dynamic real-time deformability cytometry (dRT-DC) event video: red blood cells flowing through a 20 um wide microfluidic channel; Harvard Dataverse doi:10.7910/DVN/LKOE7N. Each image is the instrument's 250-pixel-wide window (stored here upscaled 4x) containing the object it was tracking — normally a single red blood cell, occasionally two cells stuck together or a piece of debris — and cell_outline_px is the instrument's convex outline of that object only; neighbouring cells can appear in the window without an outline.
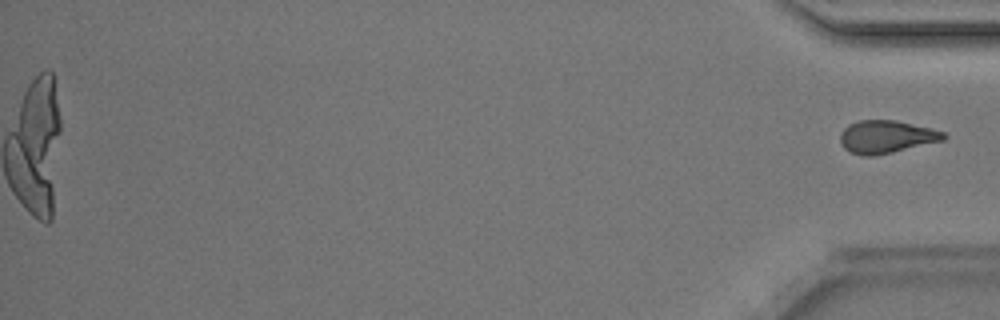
{"species": "Egyptian fruit bat (a non-hibernating species)", "species_latin": "Rousettus aegyptiacus", "temperature_condition": "room temperature", "stored_images_in_passage": 49, "camera_frame_rate_fps": 3000, "um_per_image_px": 0.085, "animal": {"sex": "male"}, "frame": {"image": 1, "passage_image": 49, "time_ms": 16.0, "image_size_px": [1000, 320], "cell_outline_px": [[948, 136], [944, 140], [892, 152], [872, 156], [860, 156], [848, 152], [840, 144], [840, 132], [848, 124], [860, 120], [896, 120], [932, 128], [944, 132]], "centroid_in_image_um": [75.31, 11.63], "position_along_channel_um": 359.9, "area_um2": 19.94}}